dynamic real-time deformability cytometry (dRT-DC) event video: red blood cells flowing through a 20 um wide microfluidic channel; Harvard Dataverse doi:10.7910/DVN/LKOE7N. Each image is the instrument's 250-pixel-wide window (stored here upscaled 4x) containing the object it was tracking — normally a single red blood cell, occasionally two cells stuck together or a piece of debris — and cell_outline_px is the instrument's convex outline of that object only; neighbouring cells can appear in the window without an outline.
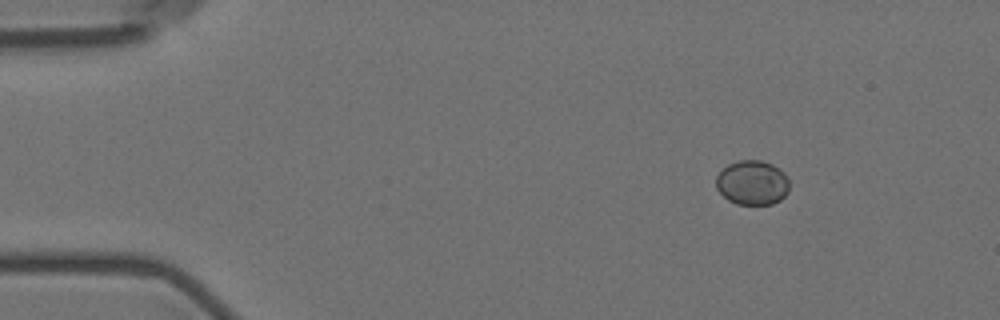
{"species": "Egyptian fruit bat (a non-hibernating species)", "species_latin": "Rousettus aegyptiacus", "temperature_condition": "room temperature", "stored_images_in_passage": 7, "camera_frame_rate_fps": 3000, "um_per_image_px": 0.085, "animal": {"sex": "female"}, "frame": {"image": 1, "passage_image": 1, "time_ms": 0.0, "image_size_px": [1000, 320], "cell_outline_px": [[788, 192], [780, 200], [772, 204], [736, 204], [728, 200], [716, 188], [716, 176], [728, 164], [740, 160], [760, 160], [772, 164], [784, 172], [788, 180]], "centroid_in_image_um": [63.94, 15.53], "position_along_channel_um": 21.1, "area_um2": 18.96}}
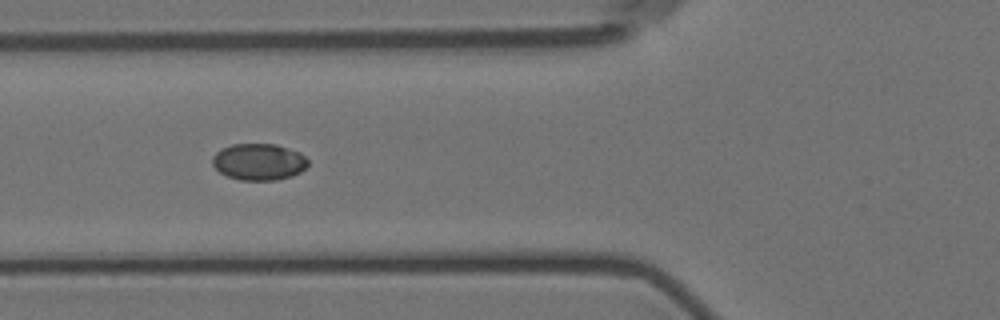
{"frame": {"image": 2, "passage_image": 5, "time_ms": 4.667, "image_size_px": [1000, 320], "cell_outline_px": [[308, 164], [300, 172], [292, 176], [276, 180], [240, 180], [228, 176], [220, 172], [212, 164], [212, 156], [216, 152], [232, 144], [276, 144], [300, 152], [308, 160]], "centroid_in_image_um": [22.0, 13.75], "position_along_channel_um": 103.8, "area_um2": 20.35}}
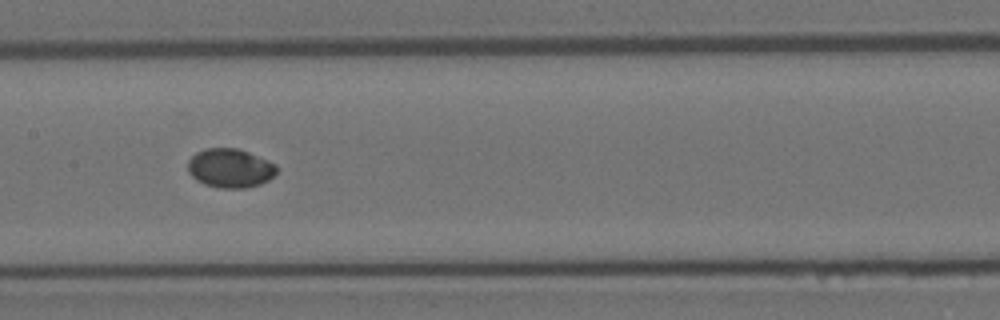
{"frame": {"image": 3, "passage_image": 7, "time_ms": 7.0, "image_size_px": [1000, 320], "cell_outline_px": [[276, 172], [268, 180], [260, 184], [244, 188], [220, 188], [204, 184], [196, 180], [188, 172], [188, 160], [196, 152], [204, 148], [236, 148], [248, 152], [276, 164]], "centroid_in_image_um": [19.53, 14.29], "position_along_channel_um": 187.9, "area_um2": 20.11}}